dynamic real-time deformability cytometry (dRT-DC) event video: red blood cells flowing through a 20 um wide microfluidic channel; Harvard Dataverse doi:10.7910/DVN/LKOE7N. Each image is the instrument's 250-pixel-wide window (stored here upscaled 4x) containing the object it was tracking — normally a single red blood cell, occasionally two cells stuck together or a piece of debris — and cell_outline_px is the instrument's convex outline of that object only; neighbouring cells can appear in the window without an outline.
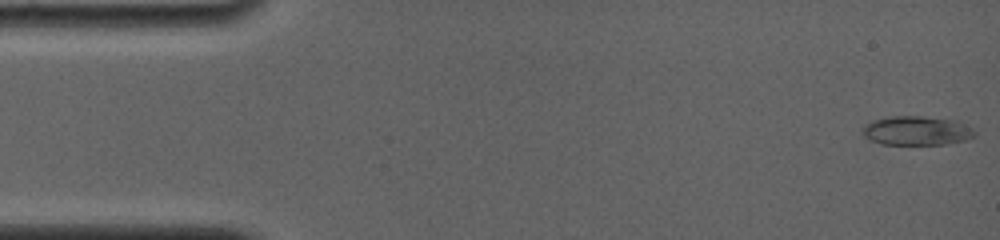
{"species": "common noctule bat (a hibernating species)", "species_latin": "Nyctalus noctula", "temperature_condition": "room temperature", "stored_images_in_passage": 28, "camera_frame_rate_fps": 4000, "um_per_image_px": 0.085, "animal": {"sex": "female", "body_mass_g": 19.0, "forearm_length_mm": 56.7}, "frame": {"image": 1, "passage_image": 1, "time_ms": 0.0, "image_size_px": [1000, 240], "cell_outline_px": [[976, 136], [964, 140], [944, 144], [880, 144], [868, 140], [864, 136], [860, 128], [872, 120], [888, 116], [920, 116], [952, 120], [972, 128], [976, 132]], "centroid_in_image_um": [77.84, 11.11], "position_along_channel_um": 7.2, "area_um2": 19.02}}
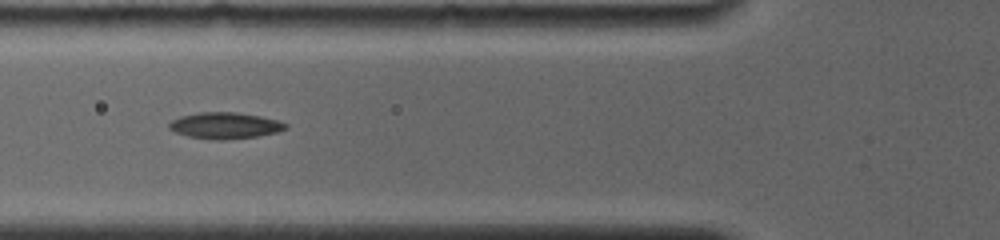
{"frame": {"image": 2, "passage_image": 13, "time_ms": 5.75, "image_size_px": [1000, 240], "cell_outline_px": [[288, 128], [276, 132], [256, 136], [224, 140], [216, 140], [188, 136], [176, 132], [168, 128], [168, 124], [172, 120], [180, 116], [200, 112], [236, 112], [260, 116], [276, 120], [288, 124]], "centroid_in_image_um": [19.11, 10.67], "position_along_channel_um": 106.7, "area_um2": 17.74}}
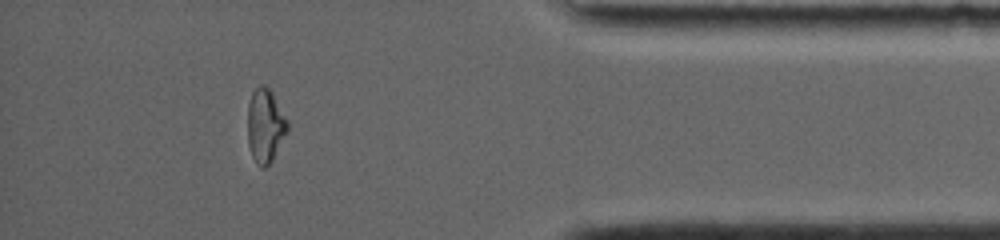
{"frame": {"image": 3, "passage_image": 24, "time_ms": 14.25, "image_size_px": [1000, 240], "cell_outline_px": [[288, 128], [272, 160], [264, 168], [260, 168], [252, 156], [248, 144], [248, 104], [252, 92], [260, 84], [264, 84], [272, 92], [288, 120]], "centroid_in_image_um": [22.53, 10.66], "position_along_channel_um": 412.7, "area_um2": 16.99}, "authors_computed_cell_mechanics": {"area_um2": 17.5423, "velocity_mm_per_s": 3.8797, "shape_relaxation_time_tau1_ms": 7.6317, "shape_relaxation_time_tau2_ms": 1.6673, "deformation_change_tau1": 0.2242, "deformation_change_tau2": 0.0529}}